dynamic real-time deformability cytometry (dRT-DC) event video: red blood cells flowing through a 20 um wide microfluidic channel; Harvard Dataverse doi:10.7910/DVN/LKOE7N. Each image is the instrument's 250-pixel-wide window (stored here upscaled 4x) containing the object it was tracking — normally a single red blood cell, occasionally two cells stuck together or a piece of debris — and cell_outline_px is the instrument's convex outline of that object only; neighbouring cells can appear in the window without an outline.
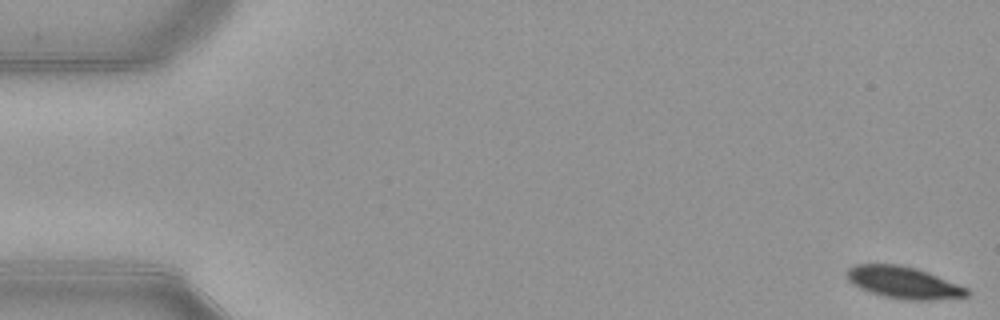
{"species": "common noctule bat (a hibernating species)", "species_latin": "Nyctalus noctula", "temperature_condition": "warm", "stored_images_in_passage": 53, "camera_frame_rate_fps": 3000, "um_per_image_px": 0.085, "animal": {"sex": "female", "body_mass_g": 21.9}, "frame": {"image": 1, "passage_image": 1, "time_ms": 0.0, "image_size_px": [1000, 320], "cell_outline_px": [[968, 296], [932, 300], [904, 300], [884, 296], [860, 288], [848, 280], [844, 276], [848, 268], [856, 264], [896, 264], [916, 268], [928, 272], [968, 288]], "centroid_in_image_um": [76.78, 24.01], "position_along_channel_um": 8.2, "area_um2": 22.25}}
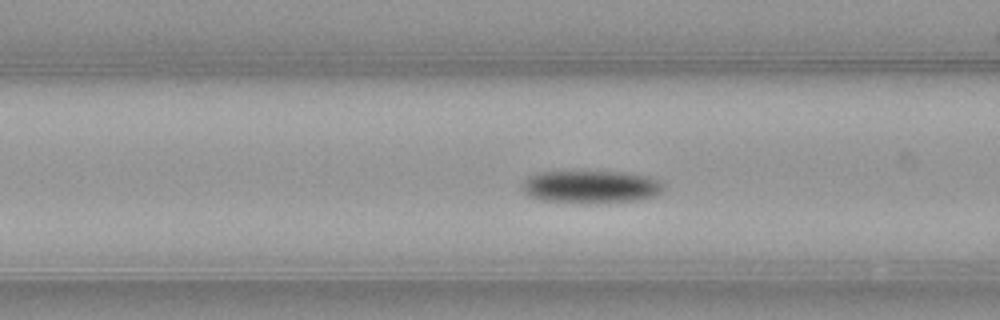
{"frame": {"image": 2, "passage_image": 21, "time_ms": 6.667, "image_size_px": [1000, 320], "cell_outline_px": [[664, 192], [656, 196], [636, 200], [588, 204], [540, 200], [528, 196], [520, 188], [520, 184], [528, 176], [540, 172], [624, 172], [652, 176], [660, 180], [664, 184]], "centroid_in_image_um": [50.24, 15.89], "position_along_channel_um": 116.4, "area_um2": 27.57}}
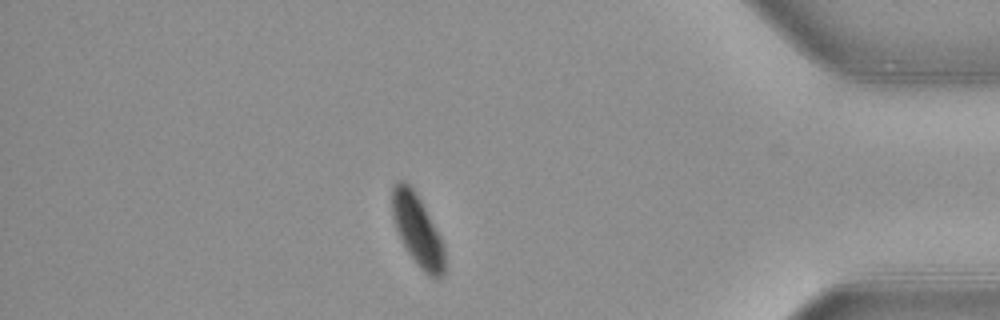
{"frame": {"image": 3, "passage_image": 46, "time_ms": 15.0, "image_size_px": [1000, 320], "cell_outline_px": [[444, 272], [436, 280], [428, 276], [416, 264], [408, 252], [396, 228], [392, 216], [392, 188], [396, 180], [404, 180], [412, 188], [420, 200], [440, 236], [444, 244]], "centroid_in_image_um": [35.48, 19.58], "position_along_channel_um": 399.7, "area_um2": 21.56}, "authors_computed_cell_mechanics": {"area_um2": 24.9696, "velocity_mm_per_s": 3.8745, "shape_relaxation_time_tau1_ms": 3.2838, "shape_relaxation_time_tau2_ms": null, "deformation_change_tau1": 0.1421, "deformation_change_tau2": null}}